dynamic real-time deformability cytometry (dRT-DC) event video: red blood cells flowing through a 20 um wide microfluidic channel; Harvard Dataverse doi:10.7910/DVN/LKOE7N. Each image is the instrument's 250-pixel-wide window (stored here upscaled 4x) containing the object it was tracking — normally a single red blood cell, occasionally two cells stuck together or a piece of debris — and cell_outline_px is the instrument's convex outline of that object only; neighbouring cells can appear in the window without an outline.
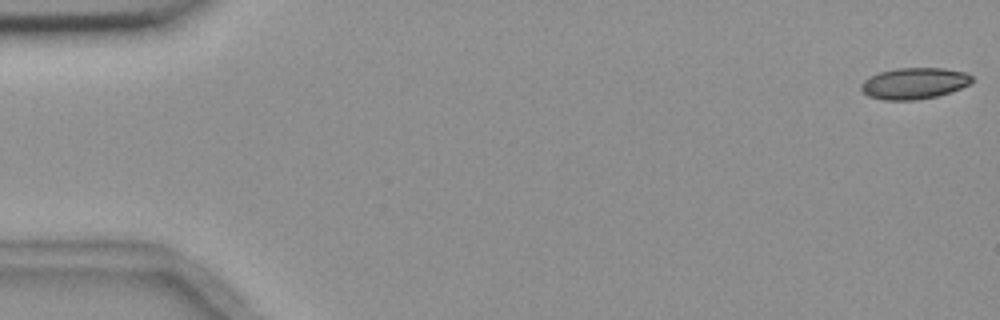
{"species": "common noctule bat (a hibernating species)", "species_latin": "Nyctalus noctula", "temperature_condition": "room temperature", "stored_images_in_passage": 5, "camera_frame_rate_fps": 3000, "um_per_image_px": 0.085, "animal": {"sex": "female", "body_mass_g": 18.4}, "frame": {"image": 1, "passage_image": 1, "time_ms": 0.0, "image_size_px": [1000, 320], "cell_outline_px": [[972, 80], [968, 84], [960, 88], [936, 96], [916, 100], [884, 100], [868, 96], [860, 88], [860, 84], [864, 80], [880, 72], [896, 68], [944, 68], [964, 72], [972, 76]], "centroid_in_image_um": [77.68, 7.08], "position_along_channel_um": 7.3, "area_um2": 20.0}}
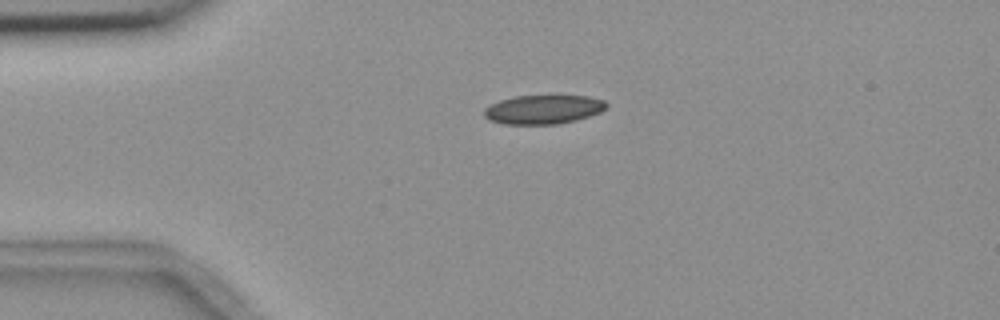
{"frame": {"image": 2, "passage_image": 4, "time_ms": 4.0, "image_size_px": [1000, 320], "cell_outline_px": [[608, 104], [600, 112], [576, 120], [556, 124], [500, 124], [488, 120], [484, 116], [484, 108], [500, 100], [516, 96], [552, 92], [588, 96], [604, 100]], "centroid_in_image_um": [46.18, 9.25], "position_along_channel_um": 38.8, "area_um2": 21.62}}